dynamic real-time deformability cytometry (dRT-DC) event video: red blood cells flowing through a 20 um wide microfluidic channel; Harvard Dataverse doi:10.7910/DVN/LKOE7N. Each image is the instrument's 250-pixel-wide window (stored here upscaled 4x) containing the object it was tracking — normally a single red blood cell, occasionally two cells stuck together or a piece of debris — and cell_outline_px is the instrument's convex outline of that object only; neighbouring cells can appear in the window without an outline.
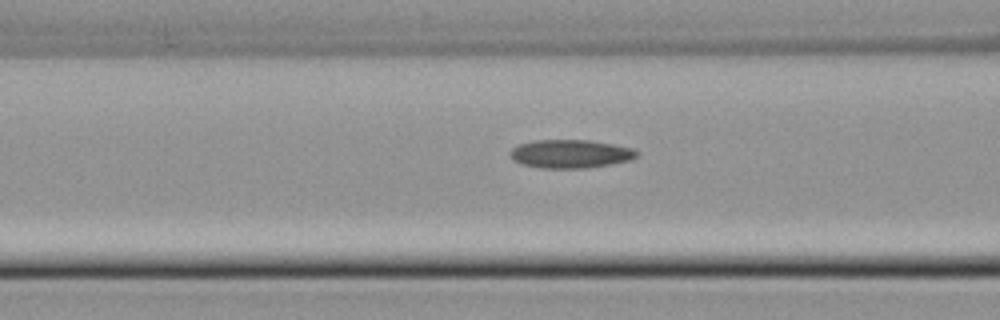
{"species": "common noctule bat (a hibernating species)", "species_latin": "Nyctalus noctula", "temperature_condition": "cold", "stored_images_in_passage": 6, "camera_frame_rate_fps": 3000, "um_per_image_px": 0.085, "animal": {"sex": "male", "body_mass_g": 21.5, "forearm_length_mm": 52.0}, "frame": {"image": 1, "passage_image": 4, "time_ms": 1.0, "image_size_px": [1000, 320], "cell_outline_px": [[640, 152], [636, 156], [628, 160], [588, 168], [540, 168], [520, 164], [512, 160], [508, 152], [512, 148], [520, 144], [532, 140], [588, 140], [612, 144], [632, 148]], "centroid_in_image_um": [48.42, 13.08], "position_along_channel_um": 118.2, "area_um2": 20.98}}